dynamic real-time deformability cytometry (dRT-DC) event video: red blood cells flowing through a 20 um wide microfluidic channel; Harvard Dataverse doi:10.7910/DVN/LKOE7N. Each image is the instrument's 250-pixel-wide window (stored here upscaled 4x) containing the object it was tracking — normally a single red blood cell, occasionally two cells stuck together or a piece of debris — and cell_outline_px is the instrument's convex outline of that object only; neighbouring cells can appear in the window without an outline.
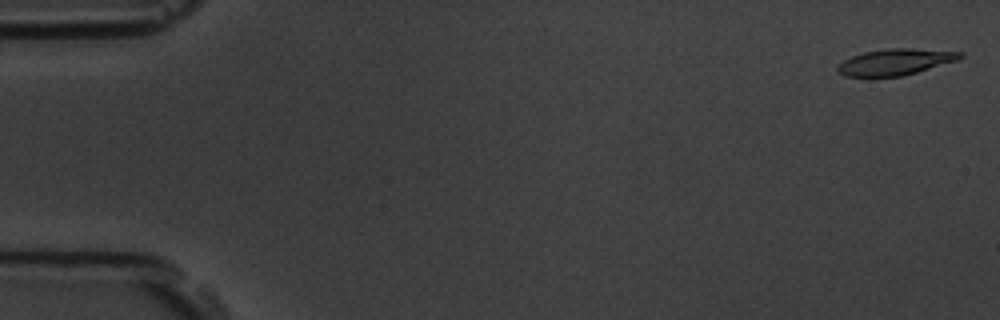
{"species": "common noctule bat (a hibernating species)", "species_latin": "Nyctalus noctula", "temperature_condition": "room temperature", "stored_images_in_passage": 5, "camera_frame_rate_fps": 3000, "um_per_image_px": 0.085, "animal": {"sex": "male", "body_mass_g": 19.5, "forearm_length_mm": 54.6}, "frame": {"image": 1, "passage_image": 1, "time_ms": 0.0, "image_size_px": [1000, 320], "cell_outline_px": [[964, 56], [956, 60], [916, 72], [900, 76], [844, 76], [836, 68], [844, 60], [852, 56], [864, 52], [888, 48], [912, 48], [964, 52]], "centroid_in_image_um": [76.11, 5.25], "position_along_channel_um": 8.9, "area_um2": 18.38}}